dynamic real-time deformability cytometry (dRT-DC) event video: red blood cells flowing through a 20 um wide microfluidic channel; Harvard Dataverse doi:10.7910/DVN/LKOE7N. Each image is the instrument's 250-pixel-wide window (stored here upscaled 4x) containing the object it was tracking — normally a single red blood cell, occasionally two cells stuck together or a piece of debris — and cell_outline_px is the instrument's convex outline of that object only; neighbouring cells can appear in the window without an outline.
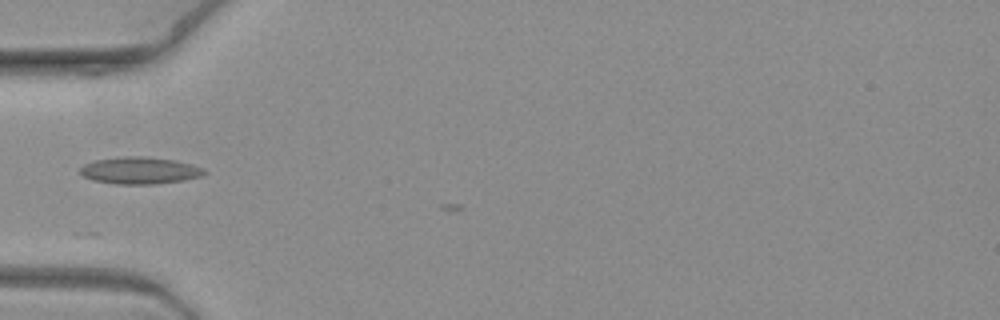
{"species": "common noctule bat (a hibernating species)", "species_latin": "Nyctalus noctula", "temperature_condition": "warm", "stored_images_in_passage": 2, "camera_frame_rate_fps": 3000, "um_per_image_px": 0.085, "animal": {"sex": "female", "body_mass_g": 19.3, "forearm_length_mm": 54.1}, "frame": {"image": 1, "passage_image": 2, "time_ms": 0.333, "image_size_px": [1000, 320], "cell_outline_px": [[208, 172], [200, 176], [180, 180], [156, 184], [116, 184], [92, 180], [84, 176], [80, 172], [80, 168], [84, 164], [96, 160], [120, 156], [144, 156], [176, 160], [192, 164], [204, 168]], "centroid_in_image_um": [11.88, 14.48], "position_along_channel_um": 73.1, "area_um2": 19.54}}